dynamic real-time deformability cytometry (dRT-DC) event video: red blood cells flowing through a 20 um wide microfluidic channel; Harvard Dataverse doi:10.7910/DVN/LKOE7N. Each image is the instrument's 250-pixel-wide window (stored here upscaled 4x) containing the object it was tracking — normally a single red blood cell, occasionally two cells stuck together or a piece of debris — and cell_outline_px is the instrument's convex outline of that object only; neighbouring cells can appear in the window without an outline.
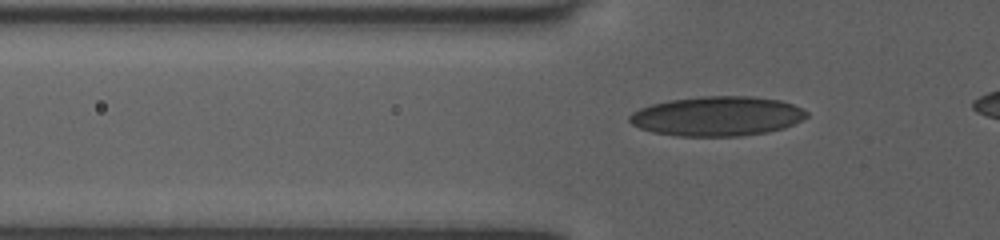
{"species": "human", "species_latin": "Homo sapiens", "temperature_condition": "room temperature", "stored_images_in_passage": 37, "camera_frame_rate_fps": 3000, "um_per_image_px": 0.085, "donor": {"sex": "female"}, "frame": {"image": 1, "passage_image": 8, "time_ms": 2.333, "image_size_px": [1000, 240], "cell_outline_px": [[808, 116], [784, 128], [768, 132], [740, 136], [676, 136], [652, 132], [640, 128], [632, 124], [628, 120], [628, 116], [632, 112], [640, 108], [652, 104], [668, 100], [700, 96], [752, 96], [780, 100], [792, 104], [808, 112]], "centroid_in_image_um": [60.93, 9.87], "position_along_channel_um": 64.9, "area_um2": 40.98}}
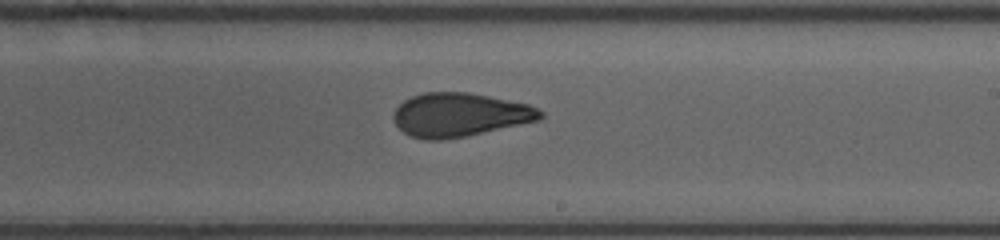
{"frame": {"image": 2, "passage_image": 22, "time_ms": 7.0, "image_size_px": [1000, 240], "cell_outline_px": [[544, 116], [540, 120], [464, 136], [444, 140], [424, 140], [408, 136], [392, 120], [392, 116], [396, 108], [404, 100], [412, 96], [424, 92], [468, 92], [528, 104], [544, 112]], "centroid_in_image_um": [39.04, 9.76], "position_along_channel_um": 250.0, "area_um2": 37.34}}
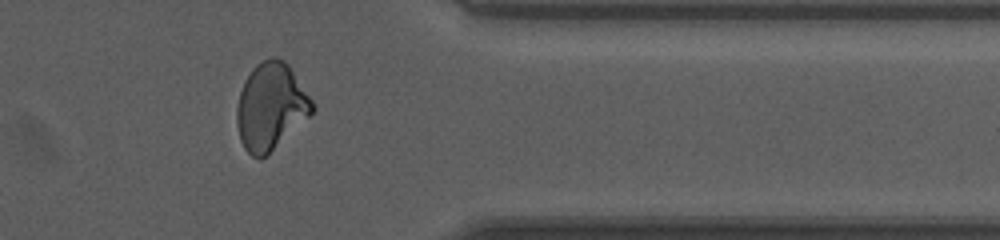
{"frame": {"image": 3, "passage_image": 33, "time_ms": 10.667, "image_size_px": [1000, 240], "cell_outline_px": [[316, 108], [268, 156], [260, 160], [252, 156], [244, 148], [240, 140], [236, 124], [236, 108], [240, 92], [244, 80], [252, 68], [256, 64], [272, 56], [276, 56], [284, 60], [288, 64], [312, 100]], "centroid_in_image_um": [22.99, 9.07], "position_along_channel_um": 388.4, "area_um2": 38.32}}